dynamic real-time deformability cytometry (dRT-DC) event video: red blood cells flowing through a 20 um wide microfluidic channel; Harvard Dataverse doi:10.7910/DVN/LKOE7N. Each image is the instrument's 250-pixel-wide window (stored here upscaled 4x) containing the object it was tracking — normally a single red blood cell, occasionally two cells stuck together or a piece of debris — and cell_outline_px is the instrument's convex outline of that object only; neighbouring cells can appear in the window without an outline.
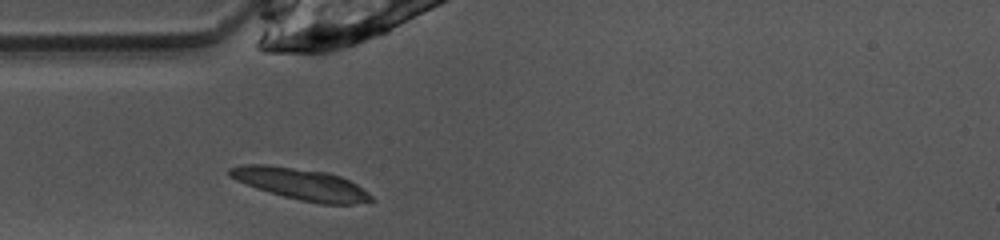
{"species": "common noctule bat (a hibernating species)", "species_latin": "Nyctalus noctula", "temperature_condition": "warm", "stored_images_in_passage": 27, "camera_frame_rate_fps": 3000, "um_per_image_px": 0.085, "animal": {"sex": "female", "body_mass_g": 10.0, "forearm_length_mm": 53.1}, "frame": {"image": 1, "passage_image": 1, "time_ms": 0.0, "image_size_px": [1000, 240], "cell_outline_px": [[376, 200], [352, 204], [320, 204], [300, 200], [284, 196], [256, 188], [236, 180], [228, 176], [228, 168], [244, 164], [268, 164], [328, 172], [340, 176], [356, 184], [368, 192]], "centroid_in_image_um": [25.57, 15.63], "position_along_channel_um": 59.4, "area_um2": 26.01}}
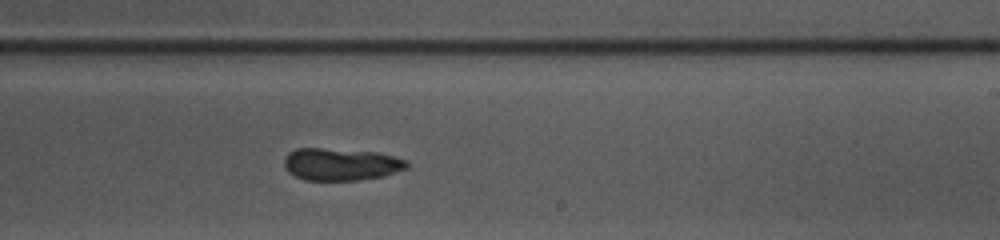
{"frame": {"image": 2, "passage_image": 16, "time_ms": 5.0, "image_size_px": [1000, 240], "cell_outline_px": [[408, 168], [384, 176], [356, 180], [304, 180], [288, 172], [284, 168], [284, 156], [288, 152], [296, 148], [320, 148], [376, 152], [392, 156], [404, 160], [408, 164]], "centroid_in_image_um": [28.93, 13.96], "position_along_channel_um": 260.1, "area_um2": 23.06}}
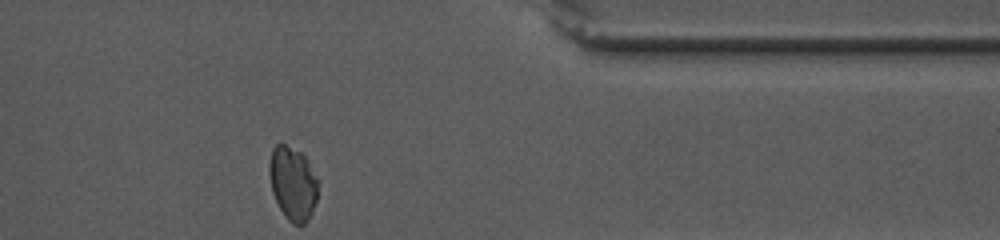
{"frame": {"image": 3, "passage_image": 27, "time_ms": 8.667, "image_size_px": [1000, 240], "cell_outline_px": [[320, 180], [316, 200], [312, 212], [304, 224], [292, 224], [284, 216], [272, 192], [268, 172], [268, 164], [272, 148], [276, 144], [284, 144], [300, 152], [308, 160]], "centroid_in_image_um": [24.9, 15.57], "position_along_channel_um": 386.5, "area_um2": 21.21}, "authors_computed_cell_mechanics": {"area_um2": 23.0622, "velocity_mm_per_s": 4.0086, "shape_relaxation_time_tau1_ms": null, "shape_relaxation_time_tau2_ms": 1.0482, "deformation_change_tau1": null, "deformation_change_tau2": 0.0643}}